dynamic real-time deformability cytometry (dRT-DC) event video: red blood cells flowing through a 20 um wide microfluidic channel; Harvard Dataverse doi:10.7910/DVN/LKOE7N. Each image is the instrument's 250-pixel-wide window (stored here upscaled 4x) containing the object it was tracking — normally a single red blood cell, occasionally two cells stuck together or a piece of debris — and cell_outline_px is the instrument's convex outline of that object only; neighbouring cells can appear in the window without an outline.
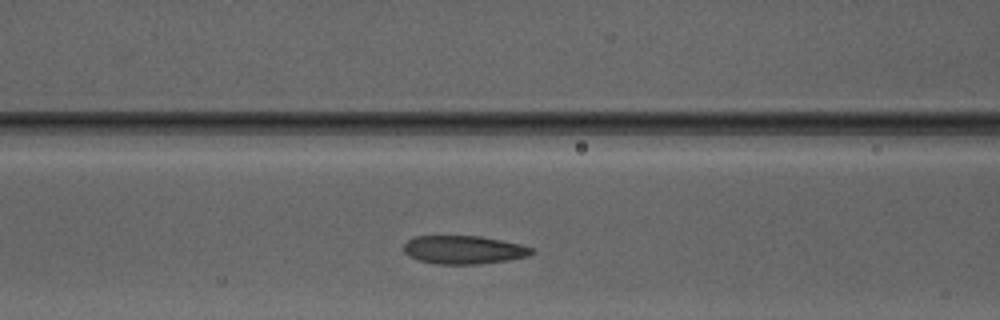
{"species": "Egyptian fruit bat (a non-hibernating species)", "species_latin": "Rousettus aegyptiacus", "temperature_condition": "warm", "stored_images_in_passage": 26, "camera_frame_rate_fps": 3000, "um_per_image_px": 0.085, "animal": {"sex": "male"}, "frame": {"image": 1, "passage_image": 7, "time_ms": 2.0, "image_size_px": [1000, 320], "cell_outline_px": [[532, 252], [528, 256], [480, 264], [436, 264], [420, 260], [408, 256], [404, 252], [404, 244], [408, 240], [416, 236], [480, 236], [520, 244], [532, 248]], "centroid_in_image_um": [39.37, 21.23], "position_along_channel_um": 127.2, "area_um2": 20.87}}
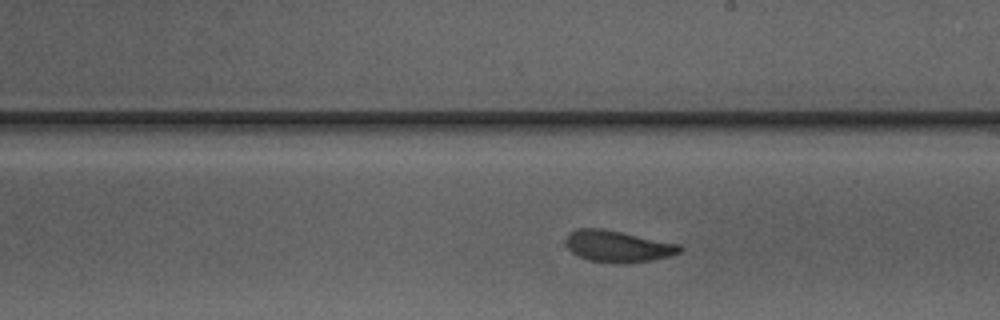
{"frame": {"image": 2, "passage_image": 15, "time_ms": 4.667, "image_size_px": [1000, 320], "cell_outline_px": [[684, 248], [680, 252], [668, 256], [652, 260], [588, 260], [572, 252], [568, 248], [568, 232], [576, 228], [604, 228], [680, 244]], "centroid_in_image_um": [52.53, 20.87], "position_along_channel_um": 236.5, "area_um2": 20.0}}
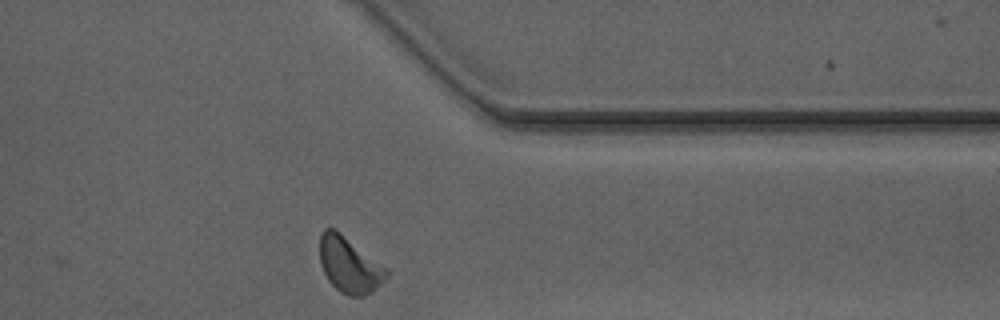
{"frame": {"image": 3, "passage_image": 26, "time_ms": 8.333, "image_size_px": [1000, 320], "cell_outline_px": [[388, 276], [372, 292], [364, 296], [348, 296], [340, 292], [328, 280], [320, 264], [320, 236], [324, 228], [332, 228], [340, 232], [388, 268]], "centroid_in_image_um": [29.7, 22.52], "position_along_channel_um": 381.7, "area_um2": 21.68}, "authors_computed_cell_mechanics": {"area_um2": 21.5883, "velocity_mm_per_s": 4.1135, "shape_relaxation_time_tau1_ms": 3.4471, "shape_relaxation_time_tau2_ms": 1.5054, "deformation_change_tau1": 0.1216, "deformation_change_tau2": 0.0676}}